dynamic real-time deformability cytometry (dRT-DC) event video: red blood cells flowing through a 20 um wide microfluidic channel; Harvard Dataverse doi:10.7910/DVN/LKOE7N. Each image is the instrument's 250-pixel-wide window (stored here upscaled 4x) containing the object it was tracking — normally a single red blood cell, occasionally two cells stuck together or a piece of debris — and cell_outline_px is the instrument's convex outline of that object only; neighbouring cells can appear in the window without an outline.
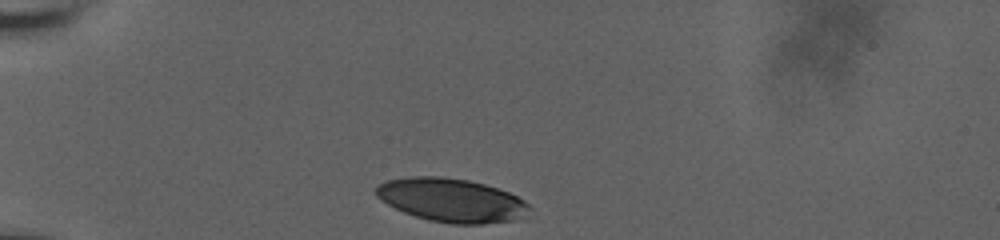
{"species": "human", "species_latin": "Homo sapiens", "temperature_condition": "room temperature", "stored_images_in_passage": 33, "camera_frame_rate_fps": 3000, "um_per_image_px": 0.085, "donor": {"sex": "male"}, "frame": {"image": 1, "passage_image": 1, "time_ms": 0.0, "image_size_px": [1000, 240], "cell_outline_px": [[532, 208], [516, 220], [484, 224], [452, 224], [428, 220], [404, 212], [380, 200], [376, 196], [376, 188], [380, 184], [388, 180], [412, 176], [444, 176], [468, 180], [484, 184], [508, 192], [524, 200]], "centroid_in_image_um": [38.38, 17.02], "position_along_channel_um": 46.6, "area_um2": 38.84}}
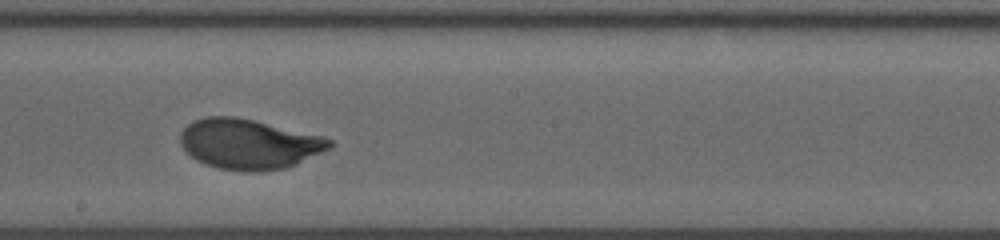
{"frame": {"image": 2, "passage_image": 19, "time_ms": 6.0, "image_size_px": [1000, 240], "cell_outline_px": [[332, 148], [288, 168], [260, 172], [248, 172], [216, 168], [204, 164], [196, 160], [180, 144], [180, 132], [188, 124], [196, 120], [208, 116], [236, 116], [320, 136], [332, 140]], "centroid_in_image_um": [21.15, 12.26], "position_along_channel_um": 227.1, "area_um2": 43.58}}
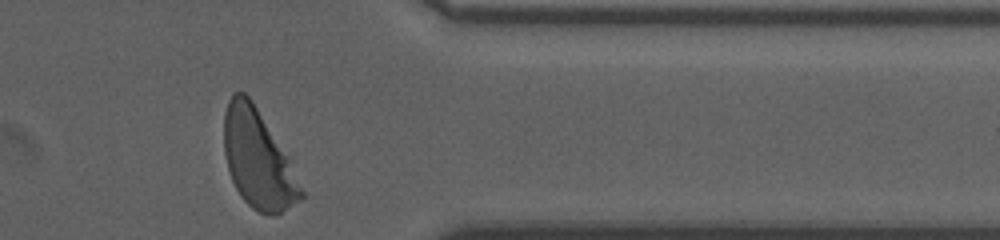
{"frame": {"image": 3, "passage_image": 33, "time_ms": 10.667, "image_size_px": [1000, 240], "cell_outline_px": [[304, 196], [300, 200], [276, 216], [260, 212], [252, 208], [240, 196], [232, 180], [228, 168], [224, 152], [224, 112], [228, 100], [232, 92], [244, 92], [252, 100], [292, 156], [304, 192]], "centroid_in_image_um": [21.98, 13.5], "position_along_channel_um": 389.4, "area_um2": 45.26}, "authors_computed_cell_mechanics": {"area_um2": 43.0032, "velocity_mm_per_s": 3.6667, "shape_relaxation_time_tau1_ms": 3.426, "shape_relaxation_time_tau2_ms": null, "deformation_change_tau1": 0.1852, "deformation_change_tau2": null}}